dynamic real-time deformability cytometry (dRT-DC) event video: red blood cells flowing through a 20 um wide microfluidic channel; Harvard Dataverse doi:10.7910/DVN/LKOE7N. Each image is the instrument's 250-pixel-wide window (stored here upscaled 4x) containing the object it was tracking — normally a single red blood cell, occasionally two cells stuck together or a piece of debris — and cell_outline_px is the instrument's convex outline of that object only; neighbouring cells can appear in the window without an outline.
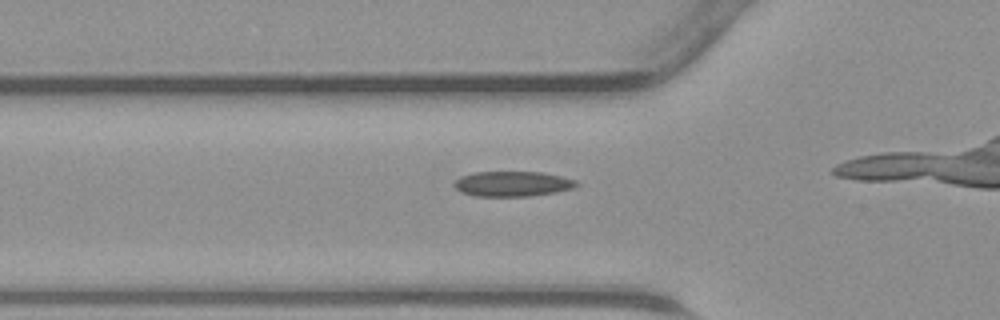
{"species": "common noctule bat (a hibernating species)", "species_latin": "Nyctalus noctula", "temperature_condition": "warm", "stored_images_in_passage": 14, "camera_frame_rate_fps": 3000, "um_per_image_px": 0.085, "animal": {"sex": "male", "body_mass_g": 23.1, "forearm_length_mm": 52.7}, "frame": {"image": 1, "passage_image": 5, "time_ms": 1.333, "image_size_px": [1000, 320], "cell_outline_px": [[580, 184], [572, 188], [556, 192], [532, 196], [476, 196], [460, 192], [452, 184], [460, 176], [472, 172], [544, 172], [576, 180]], "centroid_in_image_um": [43.55, 15.62], "position_along_channel_um": 82.3, "area_um2": 18.03}}
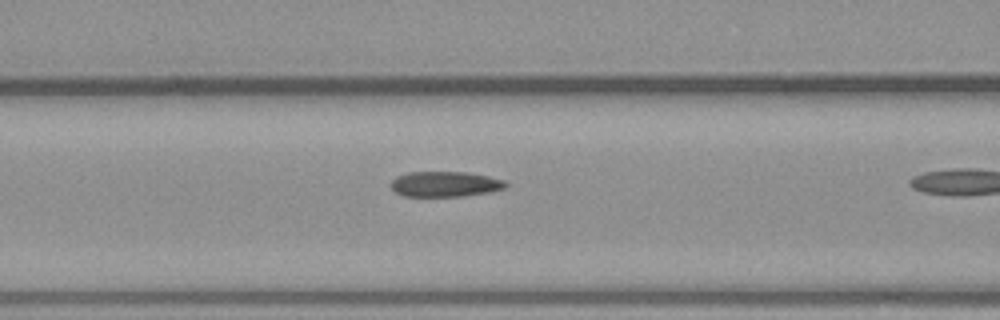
{"frame": {"image": 2, "passage_image": 8, "time_ms": 2.333, "image_size_px": [1000, 320], "cell_outline_px": [[508, 188], [492, 192], [464, 196], [404, 196], [396, 192], [392, 188], [392, 180], [396, 176], [408, 172], [464, 172], [488, 176], [504, 180], [508, 184]], "centroid_in_image_um": [37.88, 15.65], "position_along_channel_um": 128.7, "area_um2": 17.05}}
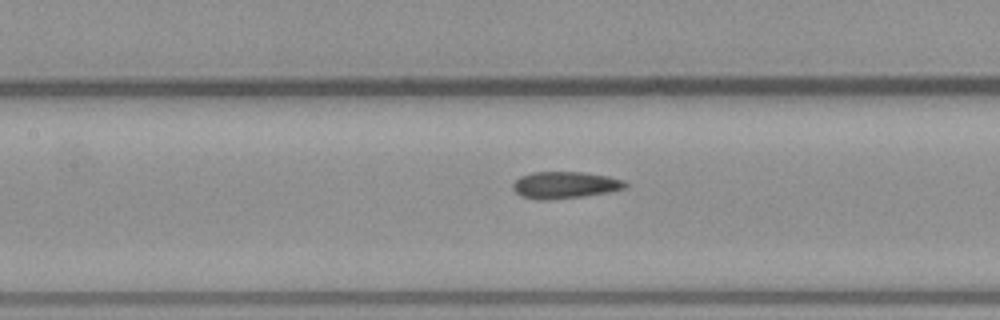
{"frame": {"image": 3, "passage_image": 10, "time_ms": 3.0, "image_size_px": [1000, 320], "cell_outline_px": [[628, 184], [624, 188], [608, 192], [580, 196], [544, 200], [540, 200], [520, 196], [512, 188], [512, 184], [520, 176], [532, 172], [584, 172], [608, 176], [624, 180]], "centroid_in_image_um": [47.99, 15.71], "position_along_channel_um": 159.4, "area_um2": 17.46}}